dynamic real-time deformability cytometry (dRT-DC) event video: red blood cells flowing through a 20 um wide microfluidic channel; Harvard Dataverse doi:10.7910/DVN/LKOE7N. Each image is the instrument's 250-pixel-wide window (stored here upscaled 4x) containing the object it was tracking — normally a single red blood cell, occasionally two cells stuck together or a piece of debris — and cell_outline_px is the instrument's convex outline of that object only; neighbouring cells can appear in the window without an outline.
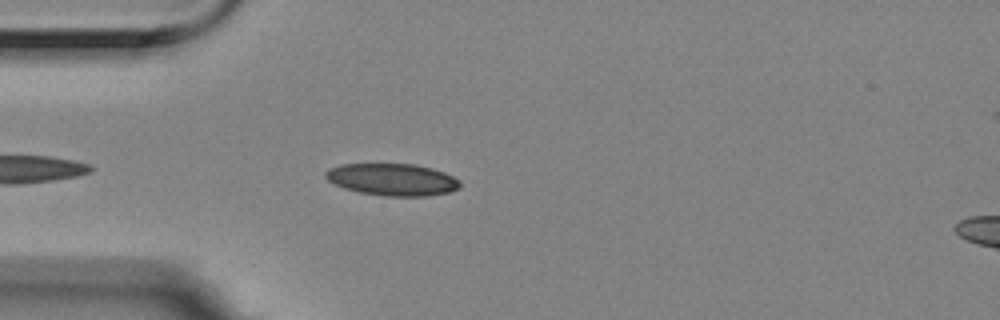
{"species": "Egyptian fruit bat (a non-hibernating species)", "species_latin": "Rousettus aegyptiacus", "temperature_condition": "room temperature", "stored_images_in_passage": 28, "camera_frame_rate_fps": 3000, "um_per_image_px": 0.085, "animal": {"sex": "female"}, "frame": {"image": 1, "passage_image": 3, "time_ms": 0.667, "image_size_px": [1000, 320], "cell_outline_px": [[460, 188], [448, 192], [428, 196], [384, 196], [360, 192], [344, 188], [328, 180], [324, 176], [324, 172], [340, 164], [416, 164], [432, 168], [444, 172], [460, 180]], "centroid_in_image_um": [33.37, 15.26], "position_along_channel_um": 51.6, "area_um2": 25.09}}
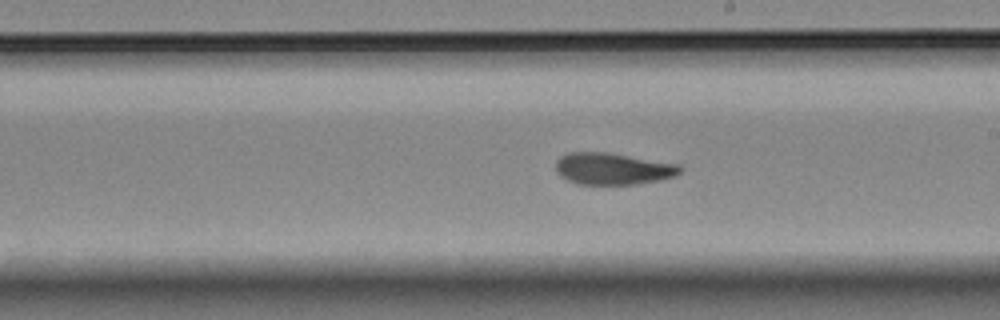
{"frame": {"image": 2, "passage_image": 16, "time_ms": 5.0, "image_size_px": [1000, 320], "cell_outline_px": [[684, 168], [676, 176], [660, 180], [636, 184], [576, 184], [560, 176], [556, 172], [556, 160], [560, 156], [568, 152], [608, 152], [680, 164]], "centroid_in_image_um": [52.1, 14.33], "position_along_channel_um": 236.9, "area_um2": 23.29}}
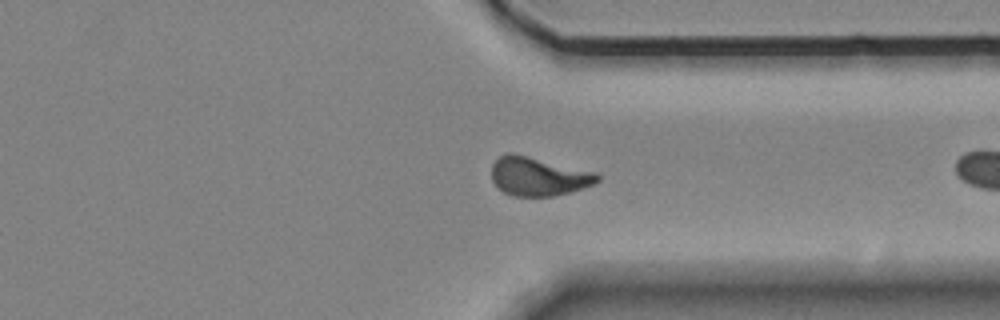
{"frame": {"image": 3, "passage_image": 27, "time_ms": 8.667, "image_size_px": [1000, 320], "cell_outline_px": [[600, 180], [596, 184], [568, 192], [552, 196], [512, 196], [504, 192], [492, 180], [492, 164], [500, 156], [508, 152], [512, 152], [596, 172], [600, 176]], "centroid_in_image_um": [45.77, 14.98], "position_along_channel_um": 365.6, "area_um2": 23.81}}